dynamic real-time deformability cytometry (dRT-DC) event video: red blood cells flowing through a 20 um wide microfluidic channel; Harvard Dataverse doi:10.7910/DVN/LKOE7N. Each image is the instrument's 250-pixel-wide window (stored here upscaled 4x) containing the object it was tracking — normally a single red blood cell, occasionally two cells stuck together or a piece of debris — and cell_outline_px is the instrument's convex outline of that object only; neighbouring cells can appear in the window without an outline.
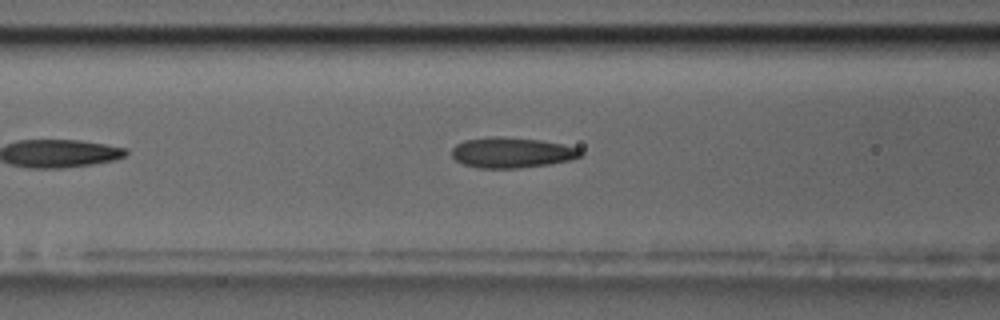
{"species": "common noctule bat (a hibernating species)", "species_latin": "Nyctalus noctula", "temperature_condition": "room temperature", "stored_images_in_passage": 42, "camera_frame_rate_fps": 3000, "um_per_image_px": 0.085, "animal": {"sex": "male", "body_mass_g": 17.5, "forearm_length_mm": 52.3}, "frame": {"image": 1, "passage_image": 11, "time_ms": 3.333, "image_size_px": [1000, 320], "cell_outline_px": [[584, 156], [572, 160], [548, 164], [520, 168], [476, 168], [464, 164], [456, 160], [452, 156], [452, 148], [456, 144], [464, 140], [492, 136], [500, 136], [540, 140], [580, 148], [584, 152]], "centroid_in_image_um": [43.52, 12.97], "position_along_channel_um": 123.1, "area_um2": 23.06}}
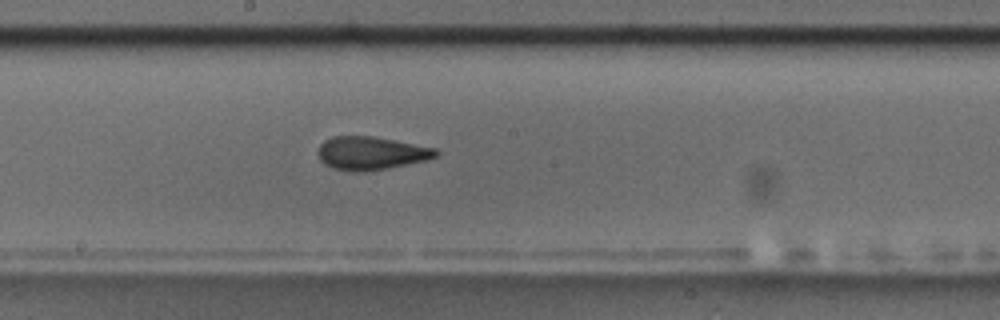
{"frame": {"image": 2, "passage_image": 19, "time_ms": 6.0, "image_size_px": [1000, 320], "cell_outline_px": [[440, 152], [436, 156], [428, 160], [388, 168], [364, 172], [352, 172], [332, 168], [324, 164], [320, 160], [316, 152], [320, 144], [324, 140], [332, 136], [372, 136], [396, 140], [436, 148]], "centroid_in_image_um": [31.52, 13.02], "position_along_channel_um": 216.7, "area_um2": 23.18}}
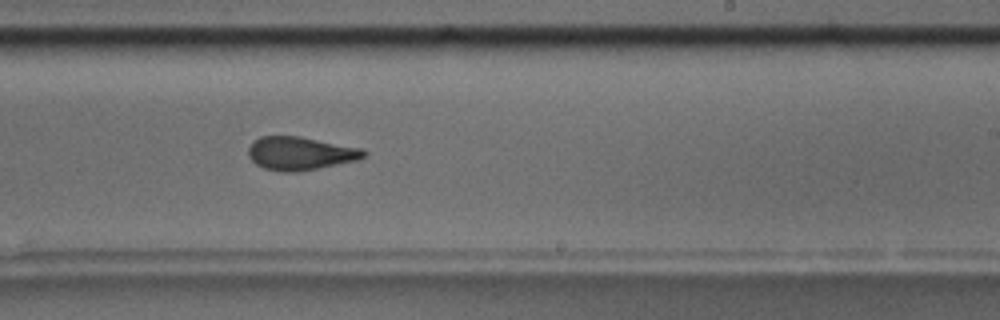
{"frame": {"image": 3, "passage_image": 23, "time_ms": 7.333, "image_size_px": [1000, 320], "cell_outline_px": [[368, 152], [360, 160], [300, 172], [284, 172], [264, 168], [256, 164], [248, 156], [248, 148], [252, 140], [260, 136], [300, 136], [364, 148]], "centroid_in_image_um": [25.55, 13.03], "position_along_channel_um": 263.4, "area_um2": 22.83}, "authors_computed_cell_mechanics": {"area_um2": 22.5998, "velocity_mm_per_s": 3.5216, "shape_relaxation_time_tau1_ms": 6.8379, "shape_relaxation_time_tau2_ms": 2.6176, "deformation_change_tau1": 0.1708, "deformation_change_tau2": 0.097}}